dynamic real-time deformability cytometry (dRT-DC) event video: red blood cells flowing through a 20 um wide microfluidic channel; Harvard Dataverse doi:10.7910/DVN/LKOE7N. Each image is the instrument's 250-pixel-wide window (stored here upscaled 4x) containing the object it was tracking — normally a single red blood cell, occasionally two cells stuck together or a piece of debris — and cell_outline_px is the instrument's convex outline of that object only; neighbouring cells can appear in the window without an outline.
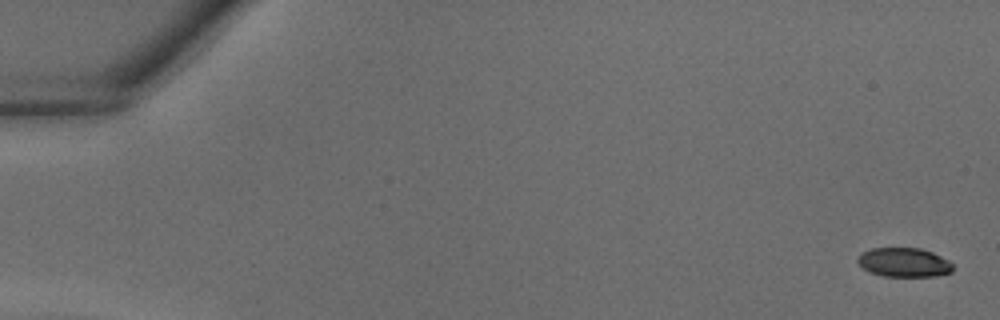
{"species": "common noctule bat (a hibernating species)", "species_latin": "Nyctalus noctula", "temperature_condition": "warm", "stored_images_in_passage": 39, "camera_frame_rate_fps": 3000, "um_per_image_px": 0.085, "animal": {"sex": "male", "body_mass_g": 18.8}, "frame": {"image": 1, "passage_image": 1, "time_ms": 0.0, "image_size_px": [1000, 320], "cell_outline_px": [[952, 272], [936, 276], [884, 276], [872, 272], [864, 268], [856, 260], [860, 252], [872, 248], [920, 248], [932, 252], [948, 260], [952, 264]], "centroid_in_image_um": [76.83, 22.29], "position_along_channel_um": 8.2, "area_um2": 16.07}}
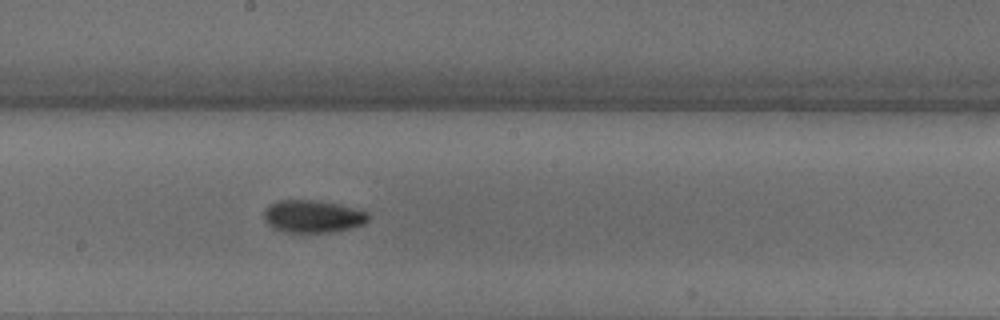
{"frame": {"image": 2, "passage_image": 22, "time_ms": 7.0, "image_size_px": [1000, 320], "cell_outline_px": [[372, 216], [364, 224], [352, 228], [332, 232], [284, 232], [272, 228], [264, 220], [264, 208], [280, 200], [308, 200], [332, 204], [352, 208], [368, 212]], "centroid_in_image_um": [26.57, 18.42], "position_along_channel_um": 221.6, "area_um2": 19.59}}
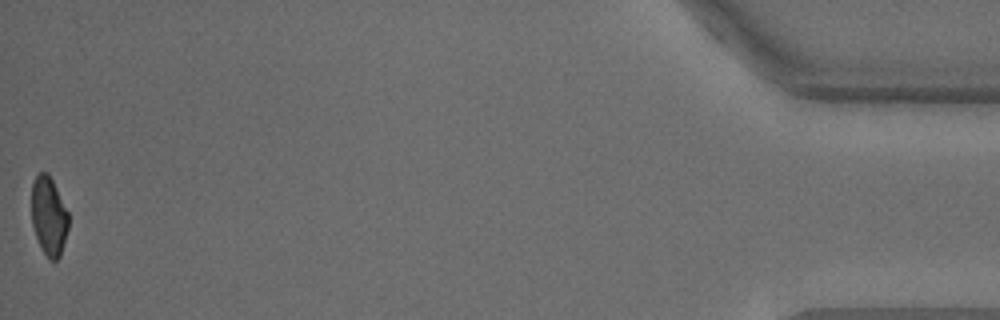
{"frame": {"image": 3, "passage_image": 39, "time_ms": 12.667, "image_size_px": [1000, 320], "cell_outline_px": [[68, 228], [60, 256], [56, 260], [48, 260], [36, 236], [32, 224], [32, 184], [36, 176], [40, 172], [48, 172], [68, 212]], "centroid_in_image_um": [4.15, 18.36], "position_along_channel_um": 431.1, "area_um2": 16.7}}